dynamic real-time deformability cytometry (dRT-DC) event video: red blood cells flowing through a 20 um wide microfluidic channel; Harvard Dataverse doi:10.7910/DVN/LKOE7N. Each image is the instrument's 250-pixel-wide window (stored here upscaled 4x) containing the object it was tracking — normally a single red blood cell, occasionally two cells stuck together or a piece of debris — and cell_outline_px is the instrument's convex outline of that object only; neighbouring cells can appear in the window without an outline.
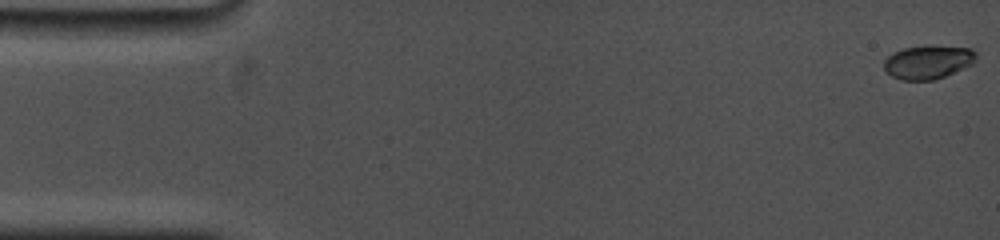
{"species": "common noctule bat (a hibernating species)", "species_latin": "Nyctalus noctula", "temperature_condition": "cold", "stored_images_in_passage": 22, "camera_frame_rate_fps": 5000, "um_per_image_px": 0.085, "animal": {"sex": "female", "body_mass_g": 19.0, "forearm_length_mm": 53.3}, "frame": {"image": 1, "passage_image": 1, "time_ms": 0.0, "image_size_px": [1000, 240], "cell_outline_px": [[976, 60], [972, 64], [964, 68], [936, 80], [900, 80], [892, 76], [884, 68], [884, 60], [892, 52], [904, 48], [972, 48], [976, 52]], "centroid_in_image_um": [78.87, 5.32], "position_along_channel_um": 6.1, "area_um2": 17.46}}
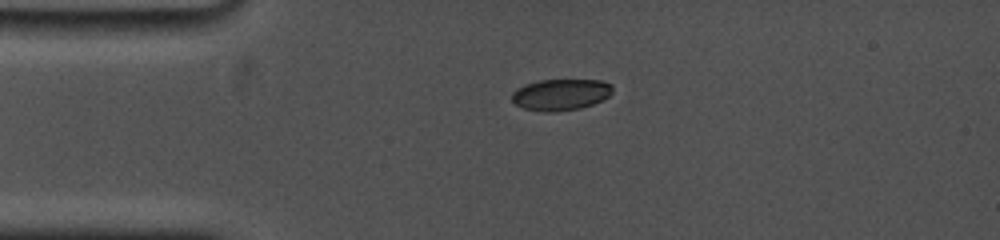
{"frame": {"image": 2, "passage_image": 19, "time_ms": 3.8, "image_size_px": [1000, 240], "cell_outline_px": [[612, 92], [608, 96], [592, 104], [580, 108], [552, 112], [544, 112], [524, 108], [516, 104], [512, 100], [512, 92], [516, 88], [524, 84], [540, 80], [604, 80], [612, 84]], "centroid_in_image_um": [47.65, 8.03], "position_along_channel_um": 37.4, "area_um2": 18.38}}